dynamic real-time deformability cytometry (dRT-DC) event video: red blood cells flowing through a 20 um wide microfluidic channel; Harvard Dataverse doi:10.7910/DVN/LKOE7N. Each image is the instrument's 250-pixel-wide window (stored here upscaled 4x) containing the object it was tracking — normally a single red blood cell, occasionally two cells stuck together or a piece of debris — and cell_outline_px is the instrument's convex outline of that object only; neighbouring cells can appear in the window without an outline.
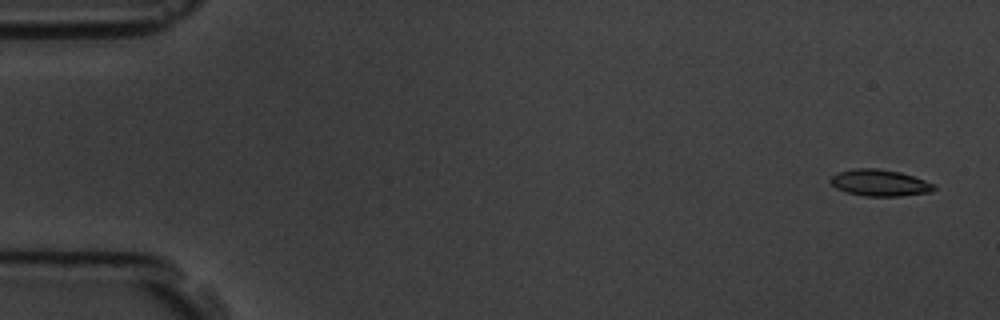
{"species": "common noctule bat (a hibernating species)", "species_latin": "Nyctalus noctula", "temperature_condition": "room temperature", "stored_images_in_passage": 2, "camera_frame_rate_fps": 3000, "um_per_image_px": 0.085, "animal": {"sex": "male", "body_mass_g": 19.5, "forearm_length_mm": 54.6}, "frame": {"image": 1, "passage_image": 2, "time_ms": 1.333, "image_size_px": [1000, 320], "cell_outline_px": [[936, 188], [932, 192], [900, 196], [864, 196], [844, 192], [836, 188], [828, 180], [832, 176], [840, 172], [856, 168], [880, 168], [900, 172], [936, 184]], "centroid_in_image_um": [74.78, 15.54], "position_along_channel_um": 10.2, "area_um2": 16.13}}